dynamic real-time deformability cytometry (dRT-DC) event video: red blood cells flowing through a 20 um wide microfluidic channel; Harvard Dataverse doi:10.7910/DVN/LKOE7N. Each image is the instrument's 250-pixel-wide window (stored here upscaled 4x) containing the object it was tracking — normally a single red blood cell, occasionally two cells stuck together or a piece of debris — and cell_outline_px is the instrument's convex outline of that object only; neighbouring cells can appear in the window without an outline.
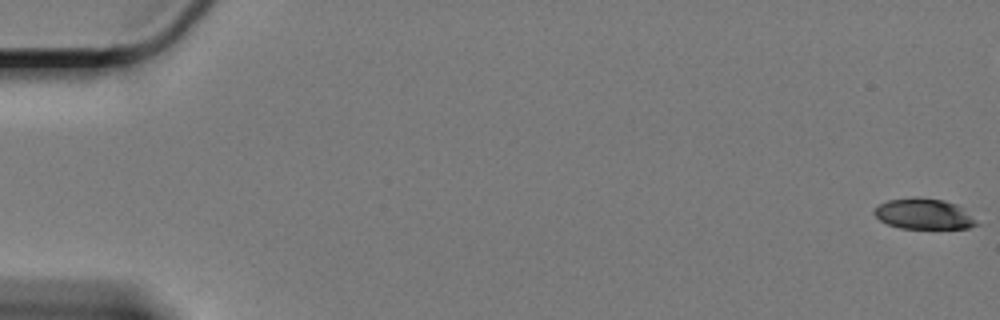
{"species": "Egyptian fruit bat (a non-hibernating species)", "species_latin": "Rousettus aegyptiacus", "temperature_condition": "cold", "stored_images_in_passage": 62, "camera_frame_rate_fps": 3000, "um_per_image_px": 0.085, "animal": {"sex": "female"}, "frame": {"image": 1, "passage_image": 1, "time_ms": 0.0, "image_size_px": [1000, 320], "cell_outline_px": [[980, 224], [968, 228], [900, 228], [888, 224], [880, 220], [872, 212], [880, 204], [888, 200], [916, 196], [944, 200], [956, 204], [964, 208]], "centroid_in_image_um": [78.54, 18.17], "position_along_channel_um": 6.5, "area_um2": 18.32}}
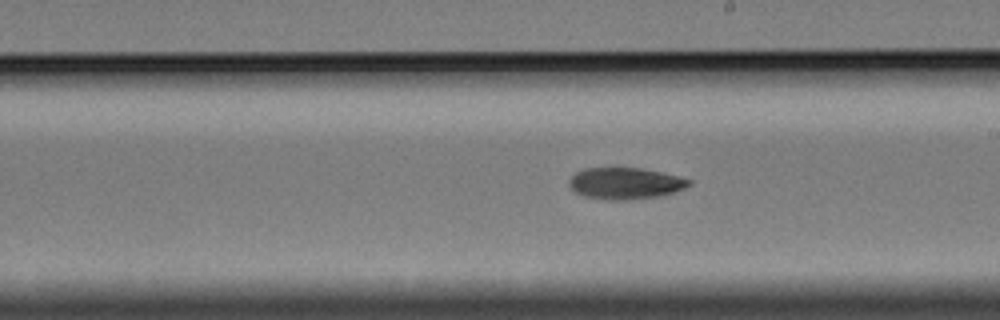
{"frame": {"image": 2, "passage_image": 36, "time_ms": 11.667, "image_size_px": [1000, 320], "cell_outline_px": [[692, 184], [684, 188], [672, 192], [656, 196], [624, 200], [608, 200], [584, 196], [576, 192], [568, 184], [568, 180], [576, 172], [584, 168], [640, 168], [680, 176], [692, 180]], "centroid_in_image_um": [53.13, 15.57], "position_along_channel_um": 235.9, "area_um2": 21.85}}
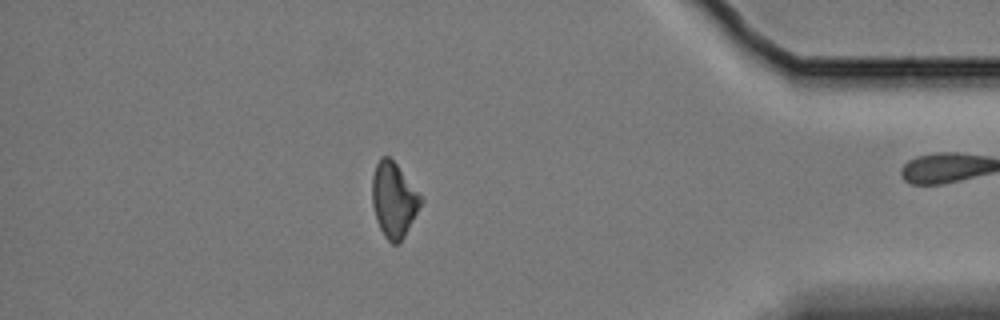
{"frame": {"image": 3, "passage_image": 54, "time_ms": 17.667, "image_size_px": [1000, 320], "cell_outline_px": [[424, 200], [400, 244], [392, 244], [384, 236], [376, 220], [372, 204], [372, 176], [376, 164], [380, 156], [388, 156], [396, 164]], "centroid_in_image_um": [33.46, 17.01], "position_along_channel_um": 401.7, "area_um2": 21.15}}